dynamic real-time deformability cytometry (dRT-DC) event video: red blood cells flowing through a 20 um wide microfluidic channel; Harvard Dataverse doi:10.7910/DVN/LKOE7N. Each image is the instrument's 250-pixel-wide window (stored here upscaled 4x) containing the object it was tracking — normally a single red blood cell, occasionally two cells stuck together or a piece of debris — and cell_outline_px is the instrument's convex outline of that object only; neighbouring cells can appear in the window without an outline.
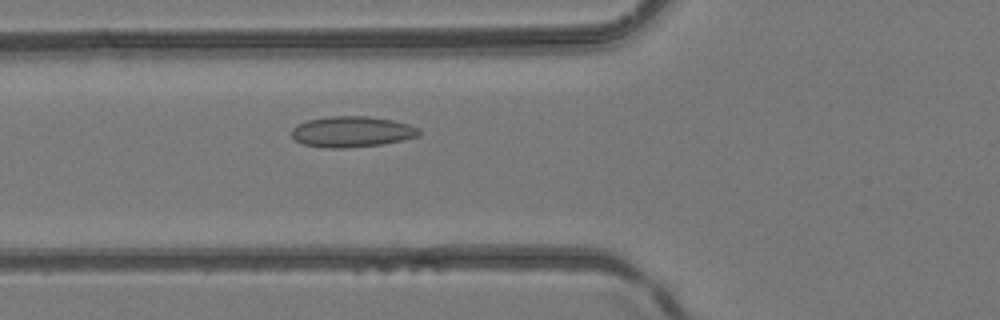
{"species": "common noctule bat (a hibernating species)", "species_latin": "Nyctalus noctula", "temperature_condition": "room temperature", "stored_images_in_passage": 45, "camera_frame_rate_fps": 3000, "um_per_image_px": 0.085, "animal": {"sex": "female", "body_mass_g": 24.6, "forearm_length_mm": 56.2}, "frame": {"image": 1, "passage_image": 15, "time_ms": 4.667, "image_size_px": [1000, 320], "cell_outline_px": [[420, 136], [380, 144], [344, 148], [324, 148], [300, 144], [292, 136], [292, 128], [296, 124], [308, 120], [328, 116], [368, 116], [392, 120], [408, 124], [420, 128]], "centroid_in_image_um": [29.87, 11.19], "position_along_channel_um": 95.9, "area_um2": 22.95}}
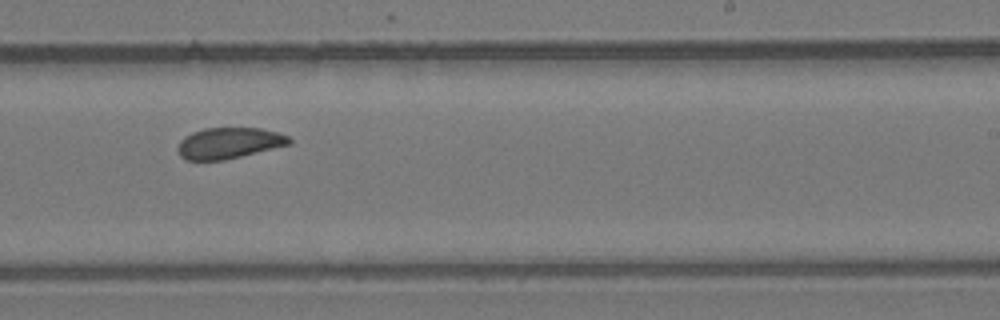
{"frame": {"image": 2, "passage_image": 27, "time_ms": 8.667, "image_size_px": [1000, 320], "cell_outline_px": [[292, 144], [224, 160], [184, 160], [180, 156], [176, 148], [180, 140], [184, 136], [192, 132], [204, 128], [260, 128], [276, 132], [288, 136], [292, 140]], "centroid_in_image_um": [19.43, 12.16], "position_along_channel_um": 269.6, "area_um2": 20.29}}
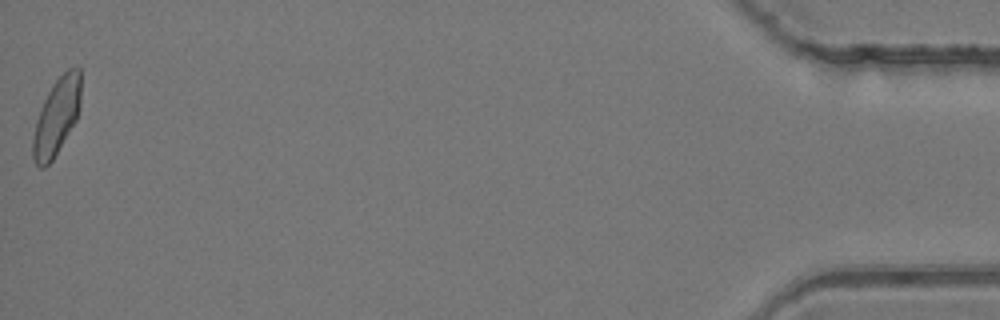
{"frame": {"image": 3, "passage_image": 45, "time_ms": 14.667, "image_size_px": [1000, 320], "cell_outline_px": [[80, 108], [76, 120], [52, 160], [44, 168], [40, 168], [36, 164], [32, 156], [32, 140], [36, 120], [44, 100], [52, 84], [68, 68], [80, 68]], "centroid_in_image_um": [4.8, 9.92], "position_along_channel_um": 430.4, "area_um2": 21.21}}